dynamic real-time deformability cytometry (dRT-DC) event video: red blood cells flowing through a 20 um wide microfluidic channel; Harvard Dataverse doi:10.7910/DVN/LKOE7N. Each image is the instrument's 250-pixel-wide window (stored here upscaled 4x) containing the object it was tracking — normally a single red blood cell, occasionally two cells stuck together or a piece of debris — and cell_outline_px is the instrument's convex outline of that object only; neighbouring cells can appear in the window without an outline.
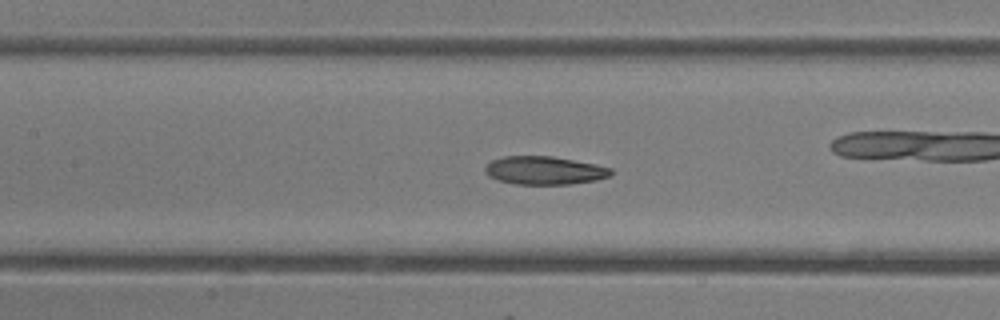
{"species": "common noctule bat (a hibernating species)", "species_latin": "Nyctalus noctula", "temperature_condition": "room temperature", "stored_images_in_passage": 49, "camera_frame_rate_fps": 3000, "um_per_image_px": 0.085, "animal": {"sex": "female"}, "frame": {"image": 1, "passage_image": 22, "time_ms": 7.0, "image_size_px": [1000, 320], "cell_outline_px": [[612, 172], [608, 176], [596, 180], [572, 184], [516, 184], [496, 180], [488, 176], [484, 172], [484, 168], [492, 160], [504, 156], [552, 156], [596, 164], [612, 168]], "centroid_in_image_um": [46.25, 14.49], "position_along_channel_um": 161.1, "area_um2": 20.75}, "authors_computed_cell_mechanics": {"area_um2": 22.4264, "velocity_mm_per_s": 4.3243, "shape_relaxation_time_tau1_ms": null, "shape_relaxation_time_tau2_ms": 3.6515, "deformation_change_tau1": null, "deformation_change_tau2": 0.121}}